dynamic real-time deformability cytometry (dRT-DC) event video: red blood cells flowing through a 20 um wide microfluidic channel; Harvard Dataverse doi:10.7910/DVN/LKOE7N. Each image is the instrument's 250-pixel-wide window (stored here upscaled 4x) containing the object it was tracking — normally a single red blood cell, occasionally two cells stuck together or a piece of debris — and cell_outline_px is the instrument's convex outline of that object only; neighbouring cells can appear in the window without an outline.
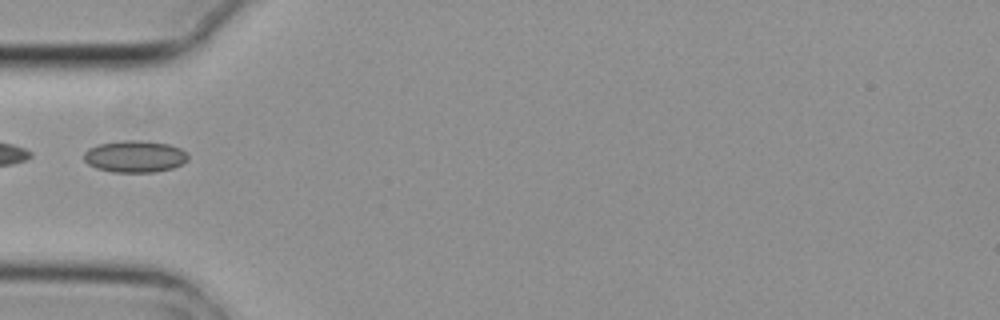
{"species": "common noctule bat (a hibernating species)", "species_latin": "Nyctalus noctula", "temperature_condition": "cold", "stored_images_in_passage": 1, "camera_frame_rate_fps": 3000, "um_per_image_px": 0.085, "animal": {"sex": "female", "body_mass_g": 29.2, "forearm_length_mm": 56.3}, "frame": {"image": 1, "passage_image": 1, "time_ms": 0.0, "image_size_px": [1000, 320], "cell_outline_px": [[188, 160], [172, 168], [156, 172], [112, 172], [96, 168], [88, 164], [84, 160], [84, 152], [88, 148], [100, 144], [120, 140], [140, 140], [168, 144], [180, 148], [188, 156]], "centroid_in_image_um": [11.43, 13.3], "position_along_channel_um": 73.6, "area_um2": 19.31}}